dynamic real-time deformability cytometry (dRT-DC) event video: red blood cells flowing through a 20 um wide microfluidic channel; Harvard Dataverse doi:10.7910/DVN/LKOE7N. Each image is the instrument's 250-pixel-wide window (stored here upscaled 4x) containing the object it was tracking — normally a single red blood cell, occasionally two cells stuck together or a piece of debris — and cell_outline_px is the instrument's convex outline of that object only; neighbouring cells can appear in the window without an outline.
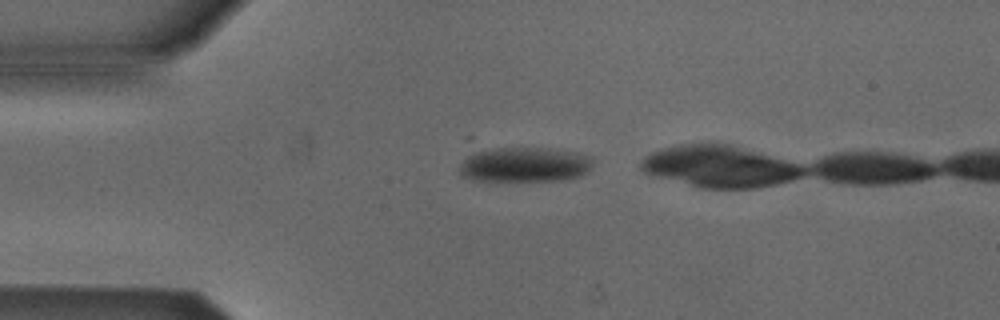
{"species": "Egyptian fruit bat (a non-hibernating species)", "species_latin": "Rousettus aegyptiacus", "temperature_condition": "cold", "stored_images_in_passage": 4, "segment_of_instrument_passage": [2, 2], "camera_frame_rate_fps": 3000, "um_per_image_px": 0.085, "animal": {"sex": "male"}, "frame": {"image": 1, "passage_image": 4, "time_ms": 4.333, "image_size_px": [1000, 320], "cell_outline_px": [[592, 168], [588, 172], [580, 176], [564, 180], [476, 180], [460, 176], [460, 164], [476, 148], [540, 148], [576, 152], [592, 156]], "centroid_in_image_um": [44.58, 13.98], "position_along_channel_um": 40.4, "area_um2": 27.28}}